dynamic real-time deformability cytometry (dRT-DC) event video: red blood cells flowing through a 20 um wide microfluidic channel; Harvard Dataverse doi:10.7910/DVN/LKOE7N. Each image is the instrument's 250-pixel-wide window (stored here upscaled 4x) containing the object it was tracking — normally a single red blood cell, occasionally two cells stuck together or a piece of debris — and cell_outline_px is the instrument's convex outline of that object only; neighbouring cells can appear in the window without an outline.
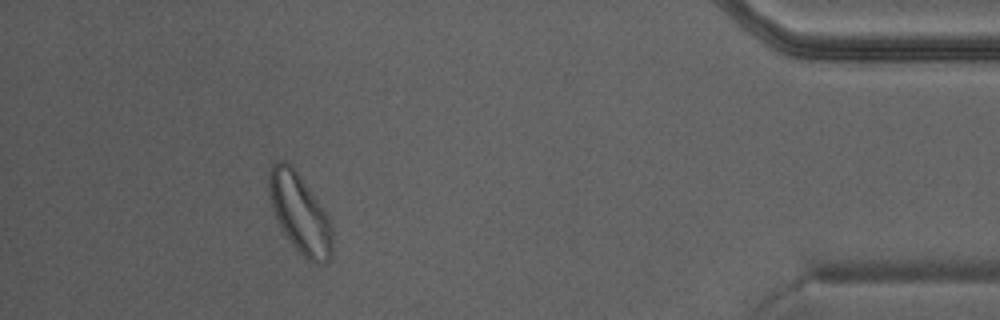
{"species": "Egyptian fruit bat (a non-hibernating species)", "species_latin": "Rousettus aegyptiacus", "temperature_condition": "warm", "stored_images_in_passage": 29, "camera_frame_rate_fps": 3000, "um_per_image_px": 0.085, "animal": {"sex": "male"}, "frame": {"image": 1, "passage_image": 25, "time_ms": 8.0, "image_size_px": [1000, 320], "cell_outline_px": [[332, 252], [328, 260], [320, 264], [312, 264], [292, 244], [284, 232], [272, 208], [268, 192], [268, 172], [272, 164], [276, 160], [284, 160], [292, 164], [328, 216], [332, 224]], "centroid_in_image_um": [25.47, 18.1], "position_along_channel_um": 409.7, "area_um2": 29.19}}